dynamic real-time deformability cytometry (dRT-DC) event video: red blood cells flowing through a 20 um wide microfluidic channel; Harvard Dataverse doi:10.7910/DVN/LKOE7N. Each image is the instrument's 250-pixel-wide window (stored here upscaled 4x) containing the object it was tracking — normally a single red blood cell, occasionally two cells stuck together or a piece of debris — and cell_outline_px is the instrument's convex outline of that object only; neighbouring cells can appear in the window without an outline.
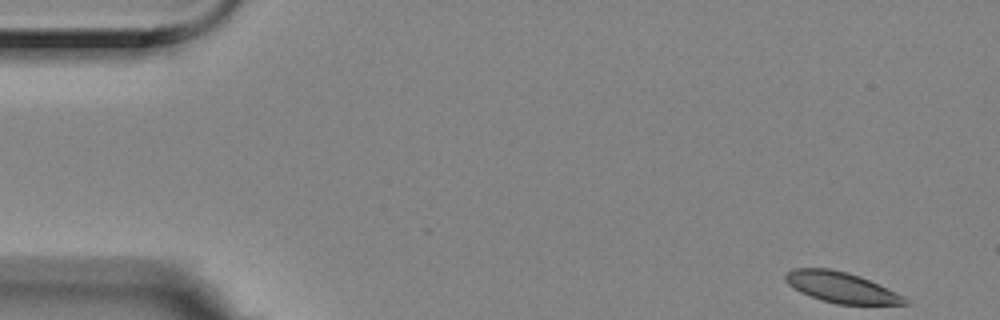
{"species": "Egyptian fruit bat (a non-hibernating species)", "species_latin": "Rousettus aegyptiacus", "temperature_condition": "room temperature", "stored_images_in_passage": 8, "camera_frame_rate_fps": 3000, "um_per_image_px": 0.085, "animal": {"sex": "female"}, "frame": {"image": 1, "passage_image": 1, "time_ms": 0.0, "image_size_px": [1000, 320], "cell_outline_px": [[912, 304], [836, 304], [820, 300], [800, 292], [788, 284], [784, 280], [784, 272], [792, 268], [828, 268], [848, 272], [860, 276], [904, 296]], "centroid_in_image_um": [71.45, 24.42], "position_along_channel_um": 13.5, "area_um2": 21.39}}
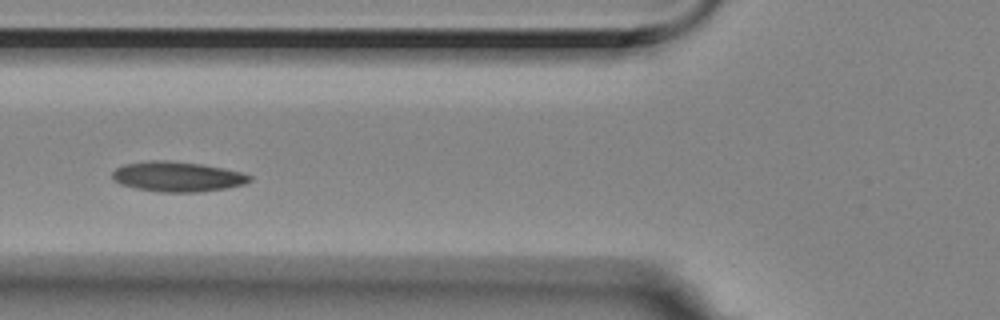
{"frame": {"image": 2, "passage_image": 6, "time_ms": 1.667, "image_size_px": [1000, 320], "cell_outline_px": [[252, 180], [244, 184], [224, 188], [196, 192], [160, 192], [136, 188], [120, 184], [112, 180], [112, 172], [116, 168], [124, 164], [148, 160], [164, 160], [200, 164], [224, 168], [240, 172], [252, 176]], "centroid_in_image_um": [15.04, 15.01], "position_along_channel_um": 110.8, "area_um2": 23.99}}
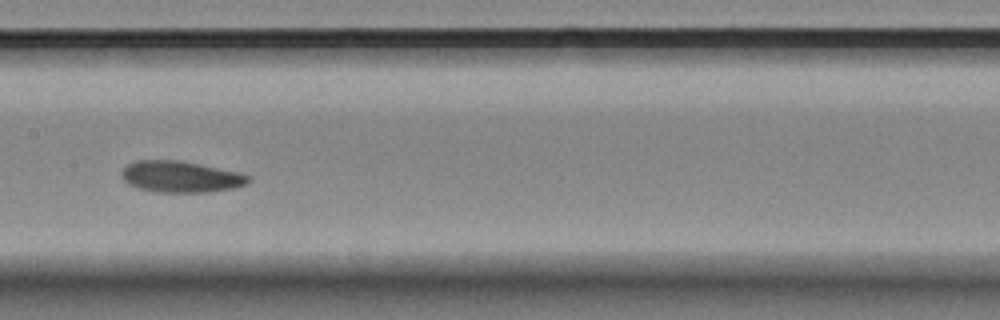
{"frame": {"image": 3, "passage_image": 8, "time_ms": 2.333, "image_size_px": [1000, 320], "cell_outline_px": [[252, 180], [248, 184], [236, 188], [208, 192], [156, 192], [140, 188], [128, 184], [120, 176], [120, 172], [128, 164], [136, 160], [180, 160], [236, 172], [252, 176]], "centroid_in_image_um": [15.37, 15.03], "position_along_channel_um": 192.0, "area_um2": 23.24}}